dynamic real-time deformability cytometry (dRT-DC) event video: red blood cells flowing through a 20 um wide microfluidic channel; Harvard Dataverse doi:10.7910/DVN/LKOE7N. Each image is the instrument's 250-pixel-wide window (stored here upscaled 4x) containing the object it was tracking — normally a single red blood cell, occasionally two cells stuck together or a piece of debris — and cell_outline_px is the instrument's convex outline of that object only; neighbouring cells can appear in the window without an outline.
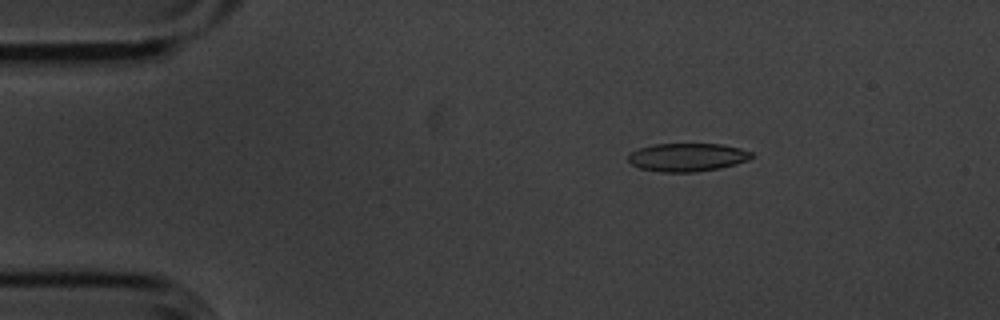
{"species": "common noctule bat (a hibernating species)", "species_latin": "Nyctalus noctula", "temperature_condition": "cold", "stored_images_in_passage": 55, "camera_frame_rate_fps": 3000, "um_per_image_px": 0.085, "animal": {"sex": "male", "body_mass_g": 20.1, "forearm_length_mm": 53.5}, "frame": {"image": 1, "passage_image": 9, "time_ms": 2.667, "image_size_px": [1000, 320], "cell_outline_px": [[752, 156], [748, 160], [736, 164], [720, 168], [696, 172], [660, 172], [640, 168], [632, 164], [628, 160], [628, 156], [632, 152], [640, 148], [652, 144], [720, 144], [740, 148], [752, 152]], "centroid_in_image_um": [58.43, 13.37], "position_along_channel_um": 26.6, "area_um2": 20.23}}
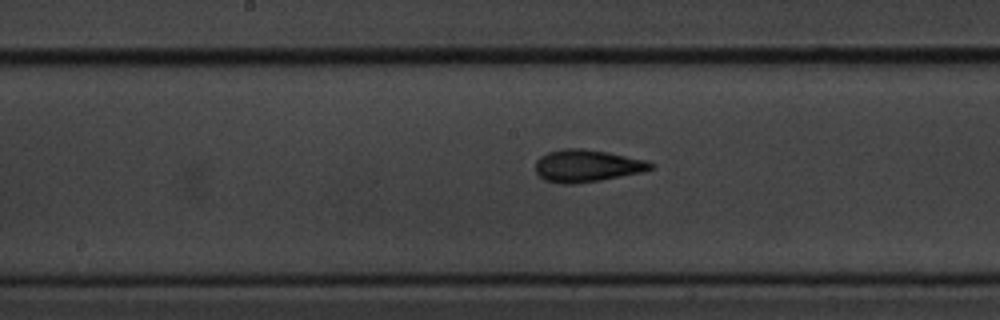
{"frame": {"image": 2, "passage_image": 28, "time_ms": 9.0, "image_size_px": [1000, 320], "cell_outline_px": [[656, 164], [652, 168], [644, 172], [600, 180], [572, 184], [564, 184], [544, 180], [536, 172], [536, 160], [540, 156], [548, 152], [564, 148], [584, 148], [608, 152], [648, 160]], "centroid_in_image_um": [49.92, 14.08], "position_along_channel_um": 198.3, "area_um2": 21.85}}
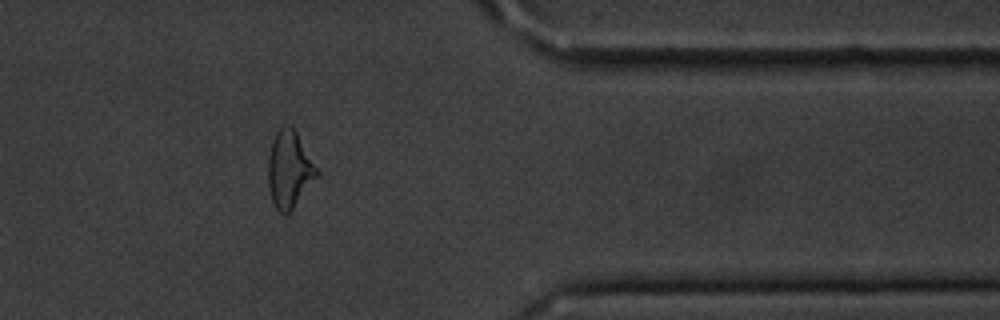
{"frame": {"image": 3, "passage_image": 45, "time_ms": 14.667, "image_size_px": [1000, 320], "cell_outline_px": [[320, 172], [292, 208], [288, 212], [280, 212], [276, 208], [272, 200], [268, 184], [268, 160], [272, 140], [276, 132], [284, 124], [288, 124], [296, 132]], "centroid_in_image_um": [24.58, 14.36], "position_along_channel_um": 386.8, "area_um2": 21.27}, "authors_computed_cell_mechanics": {"area_um2": 21.0392, "velocity_mm_per_s": 3.6171, "shape_relaxation_time_tau1_ms": 3.3873, "shape_relaxation_time_tau2_ms": 1.6498, "deformation_change_tau1": 0.147, "deformation_change_tau2": 0.0976}}